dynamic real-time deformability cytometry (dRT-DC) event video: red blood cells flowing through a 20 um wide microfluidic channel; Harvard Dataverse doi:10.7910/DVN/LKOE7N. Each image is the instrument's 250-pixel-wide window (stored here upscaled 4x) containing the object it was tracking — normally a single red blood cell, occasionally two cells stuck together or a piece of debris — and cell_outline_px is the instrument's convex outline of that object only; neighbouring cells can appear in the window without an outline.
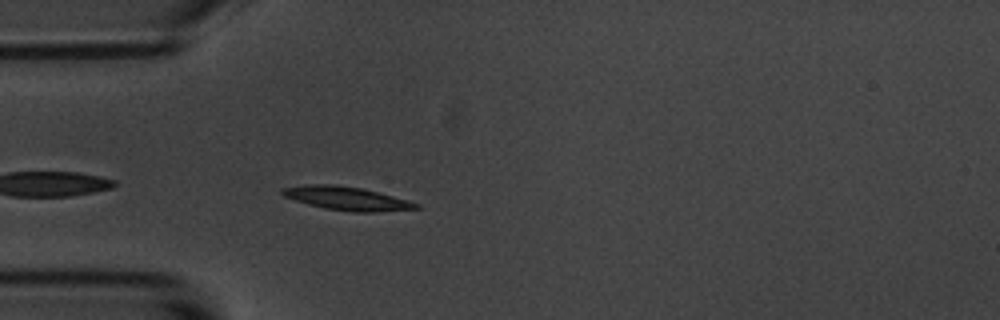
{"species": "common noctule bat (a hibernating species)", "species_latin": "Nyctalus noctula", "temperature_condition": "room temperature", "stored_images_in_passage": 4, "camera_frame_rate_fps": 3000, "um_per_image_px": 0.085, "animal": {"sex": "male", "body_mass_g": 20.1, "forearm_length_mm": 53.5}, "frame": {"image": 1, "passage_image": 4, "time_ms": 4.333, "image_size_px": [1000, 320], "cell_outline_px": [[420, 208], [376, 212], [352, 212], [324, 208], [308, 204], [284, 196], [280, 192], [280, 188], [312, 184], [336, 184], [360, 188], [408, 200], [420, 204]], "centroid_in_image_um": [29.46, 16.87], "position_along_channel_um": 55.5, "area_um2": 18.15}}